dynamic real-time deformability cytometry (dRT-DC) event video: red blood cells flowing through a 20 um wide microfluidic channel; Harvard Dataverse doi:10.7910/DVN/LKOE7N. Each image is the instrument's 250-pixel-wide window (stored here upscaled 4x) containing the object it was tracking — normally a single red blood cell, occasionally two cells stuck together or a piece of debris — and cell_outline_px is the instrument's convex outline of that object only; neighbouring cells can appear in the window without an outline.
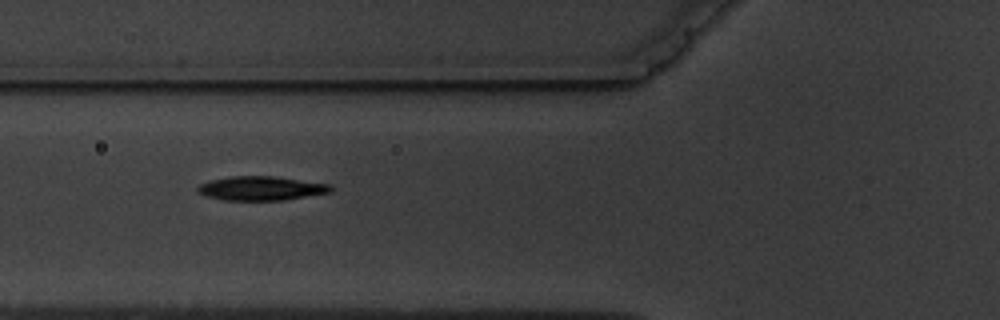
{"species": "common noctule bat (a hibernating species)", "species_latin": "Nyctalus noctula", "temperature_condition": "warm", "stored_images_in_passage": 7, "camera_frame_rate_fps": 3000, "um_per_image_px": 0.085, "animal": {"sex": "male", "body_mass_g": 19.5, "forearm_length_mm": 54.6}, "frame": {"image": 1, "passage_image": 6, "time_ms": 7.0, "image_size_px": [1000, 320], "cell_outline_px": [[332, 192], [284, 200], [224, 200], [204, 196], [196, 192], [196, 188], [200, 184], [212, 180], [228, 176], [276, 176], [332, 184]], "centroid_in_image_um": [22.2, 16.0], "position_along_channel_um": 103.6, "area_um2": 18.9}}
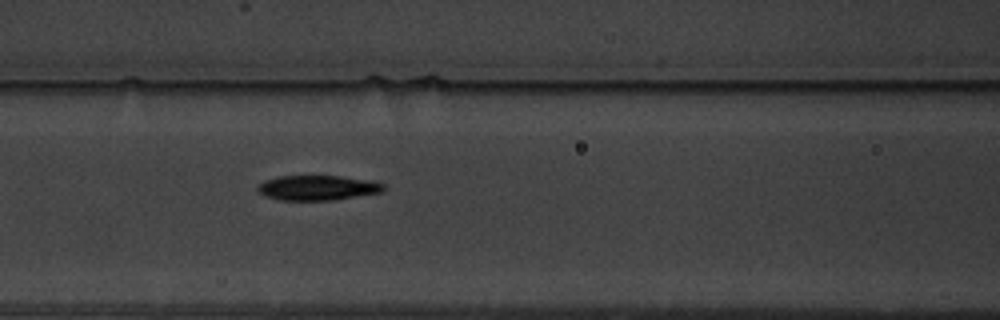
{"frame": {"image": 2, "passage_image": 7, "time_ms": 8.0, "image_size_px": [1000, 320], "cell_outline_px": [[384, 192], [332, 200], [280, 200], [264, 196], [256, 188], [264, 180], [276, 176], [340, 176], [368, 180], [384, 184]], "centroid_in_image_um": [26.97, 15.96], "position_along_channel_um": 139.6, "area_um2": 18.26}}